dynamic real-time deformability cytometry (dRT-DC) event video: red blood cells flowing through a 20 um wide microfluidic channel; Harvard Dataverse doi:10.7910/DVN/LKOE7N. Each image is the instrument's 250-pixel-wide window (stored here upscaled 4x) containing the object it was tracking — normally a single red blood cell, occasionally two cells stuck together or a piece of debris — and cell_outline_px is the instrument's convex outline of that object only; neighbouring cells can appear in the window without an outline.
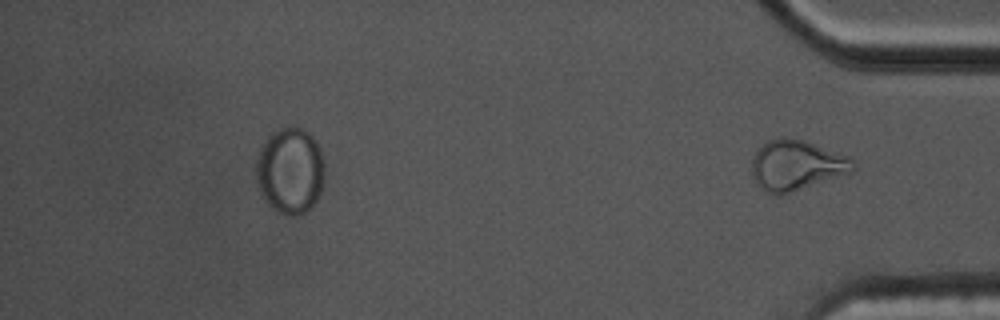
{"species": "common noctule bat (a hibernating species)", "species_latin": "Nyctalus noctula", "temperature_condition": "cold", "stored_images_in_passage": 54, "segment_of_instrument_passage": [2, 2], "camera_frame_rate_fps": 3000, "um_per_image_px": 0.085, "animal": {"sex": "male", "body_mass_g": 17.5, "forearm_length_mm": 52.3}, "frame": {"image": 1, "passage_image": 54, "time_ms": 17.667, "image_size_px": [1000, 320], "cell_outline_px": [[856, 168], [852, 172], [780, 196], [776, 196], [768, 192], [756, 184], [752, 172], [752, 156], [768, 140], [784, 136], [804, 140], [848, 156], [852, 160]], "centroid_in_image_um": [67.69, 14.05], "position_along_channel_um": 367.5, "area_um2": 29.59}}